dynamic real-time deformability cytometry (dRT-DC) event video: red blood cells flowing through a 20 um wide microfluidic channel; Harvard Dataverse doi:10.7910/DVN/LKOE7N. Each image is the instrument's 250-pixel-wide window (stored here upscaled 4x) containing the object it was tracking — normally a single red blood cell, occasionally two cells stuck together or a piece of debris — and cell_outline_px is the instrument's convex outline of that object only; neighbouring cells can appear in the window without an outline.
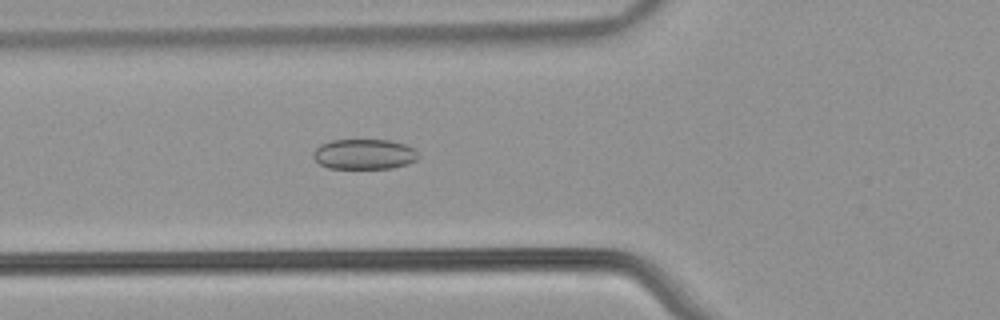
{"species": "common noctule bat (a hibernating species)", "species_latin": "Nyctalus noctula", "temperature_condition": "warm", "stored_images_in_passage": 54, "camera_frame_rate_fps": 3000, "um_per_image_px": 0.085, "animal": {"sex": "male", "body_mass_g": 21.5, "forearm_length_mm": 52.0}, "frame": {"image": 1, "passage_image": 20, "time_ms": 6.333, "image_size_px": [1000, 320], "cell_outline_px": [[420, 156], [416, 160], [408, 164], [392, 168], [328, 168], [320, 164], [312, 156], [312, 152], [320, 144], [332, 140], [388, 140], [404, 144], [416, 148]], "centroid_in_image_um": [30.98, 13.1], "position_along_channel_um": 94.8, "area_um2": 18.67}}
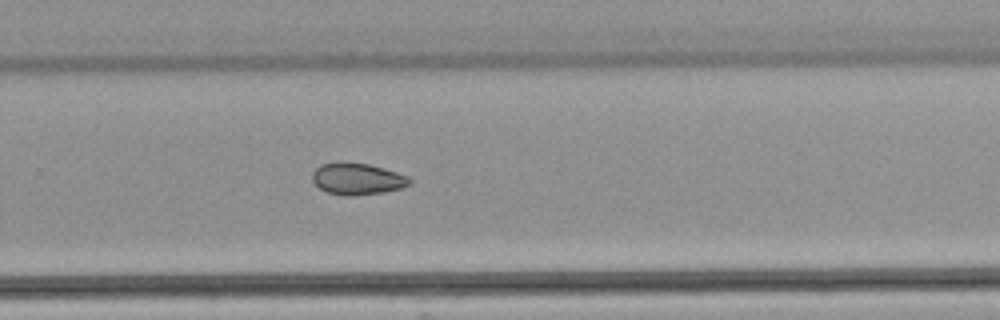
{"frame": {"image": 2, "passage_image": 36, "time_ms": 11.667, "image_size_px": [1000, 320], "cell_outline_px": [[412, 180], [408, 184], [400, 188], [384, 192], [352, 196], [344, 196], [328, 192], [320, 188], [312, 180], [312, 172], [320, 164], [340, 160], [368, 164], [384, 168], [408, 176]], "centroid_in_image_um": [30.33, 15.18], "position_along_channel_um": 299.5, "area_um2": 18.15}}
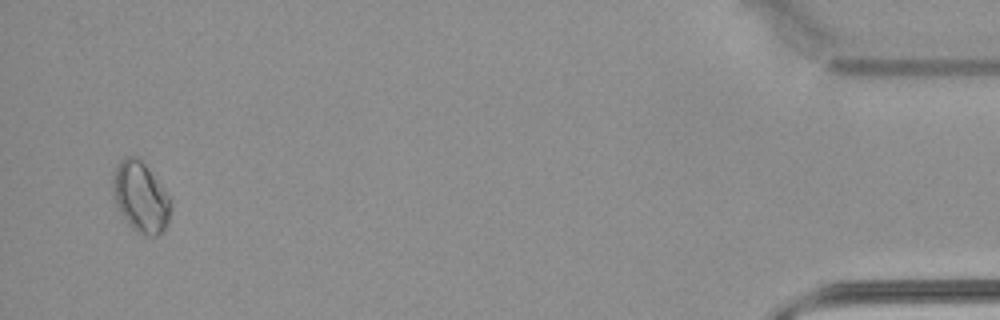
{"frame": {"image": 3, "passage_image": 52, "time_ms": 17.0, "image_size_px": [1000, 320], "cell_outline_px": [[172, 208], [168, 224], [156, 236], [148, 236], [132, 228], [128, 224], [112, 200], [112, 176], [116, 164], [120, 160], [128, 156], [136, 156], [148, 168], [168, 196], [172, 204]], "centroid_in_image_um": [11.92, 16.75], "position_along_channel_um": 423.3, "area_um2": 23.81}, "authors_computed_cell_mechanics": {"area_um2": 19.7965, "velocity_mm_per_s": 3.8374, "shape_relaxation_time_tau1_ms": null, "shape_relaxation_time_tau2_ms": 7.6771, "deformation_change_tau1": null, "deformation_change_tau2": 0.1091}}